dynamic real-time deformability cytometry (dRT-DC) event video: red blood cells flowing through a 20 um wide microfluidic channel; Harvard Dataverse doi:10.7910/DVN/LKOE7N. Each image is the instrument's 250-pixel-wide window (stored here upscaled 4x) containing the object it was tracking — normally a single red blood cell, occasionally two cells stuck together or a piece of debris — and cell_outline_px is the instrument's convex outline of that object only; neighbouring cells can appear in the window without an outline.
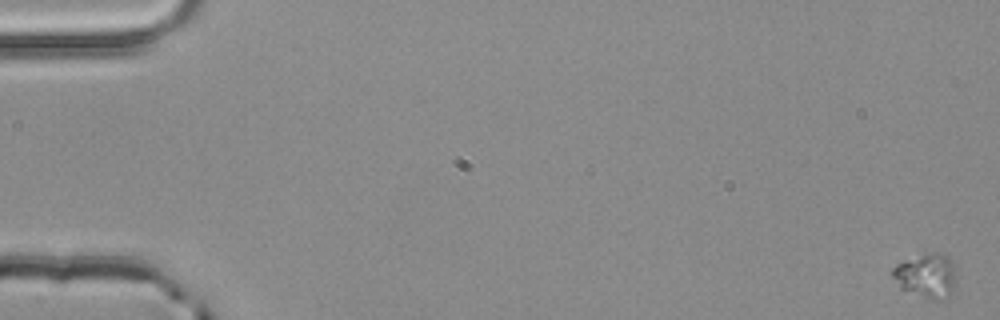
{"species": "common noctule bat (a hibernating species)", "species_latin": "Nyctalus noctula", "temperature_condition": "room temperature", "stored_images_in_passage": 5, "camera_frame_rate_fps": 3000, "um_per_image_px": 0.085, "animal": {"sex": "male", "body_mass_g": 20.4}, "frame": {"image": 1, "passage_image": 1, "time_ms": 0.0, "image_size_px": [1000, 320], "cell_outline_px": [[956, 288], [948, 296], [940, 300], [932, 300], [900, 288], [892, 276], [892, 268], [896, 264], [904, 260], [932, 252], [940, 252], [948, 256], [952, 264]], "centroid_in_image_um": [78.74, 23.43], "position_along_channel_um": 6.3, "area_um2": 16.36}}